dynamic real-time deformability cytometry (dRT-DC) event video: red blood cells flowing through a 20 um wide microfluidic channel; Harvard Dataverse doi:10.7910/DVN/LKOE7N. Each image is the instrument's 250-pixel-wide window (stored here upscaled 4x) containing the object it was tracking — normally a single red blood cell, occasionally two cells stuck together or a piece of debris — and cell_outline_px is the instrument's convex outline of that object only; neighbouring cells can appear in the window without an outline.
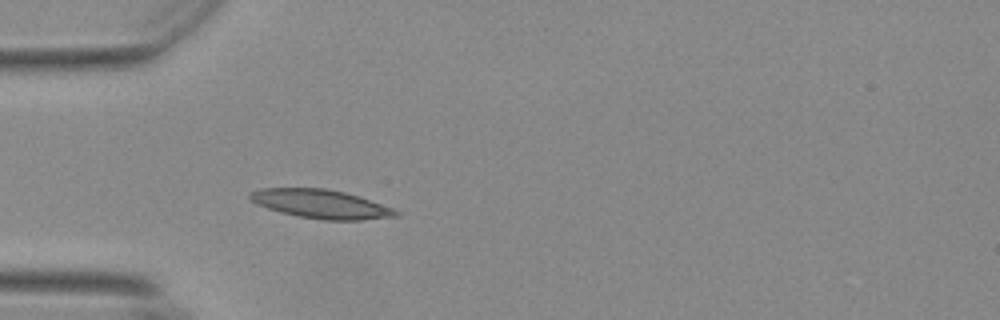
{"species": "Egyptian fruit bat (a non-hibernating species)", "species_latin": "Rousettus aegyptiacus", "temperature_condition": "warm", "stored_images_in_passage": 13, "camera_frame_rate_fps": 3000, "um_per_image_px": 0.085, "animal": {"sex": "female"}, "frame": {"image": 1, "passage_image": 6, "time_ms": 1.667, "image_size_px": [1000, 320], "cell_outline_px": [[400, 216], [360, 220], [324, 220], [296, 216], [280, 212], [256, 204], [248, 196], [248, 192], [260, 188], [324, 188], [344, 192], [392, 208], [400, 212]], "centroid_in_image_um": [27.23, 17.34], "position_along_channel_um": 57.8, "area_um2": 24.33}}
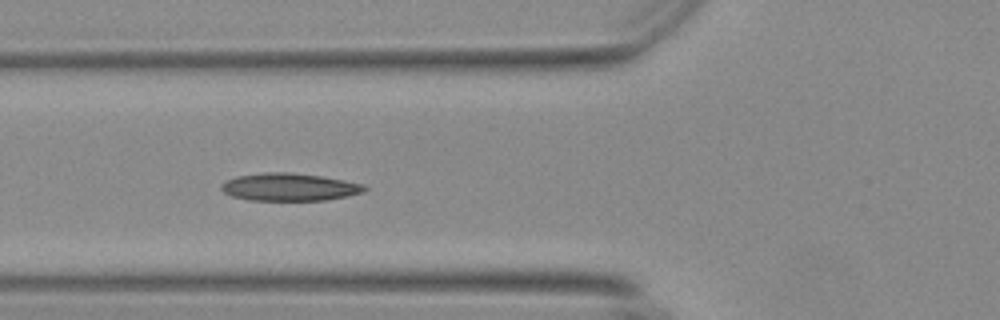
{"frame": {"image": 2, "passage_image": 10, "time_ms": 3.0, "image_size_px": [1000, 320], "cell_outline_px": [[368, 188], [364, 192], [348, 196], [324, 200], [248, 200], [232, 196], [224, 192], [220, 188], [220, 184], [236, 176], [264, 172], [288, 172], [320, 176], [344, 180], [364, 184]], "centroid_in_image_um": [24.6, 15.9], "position_along_channel_um": 101.2, "area_um2": 23.06}}